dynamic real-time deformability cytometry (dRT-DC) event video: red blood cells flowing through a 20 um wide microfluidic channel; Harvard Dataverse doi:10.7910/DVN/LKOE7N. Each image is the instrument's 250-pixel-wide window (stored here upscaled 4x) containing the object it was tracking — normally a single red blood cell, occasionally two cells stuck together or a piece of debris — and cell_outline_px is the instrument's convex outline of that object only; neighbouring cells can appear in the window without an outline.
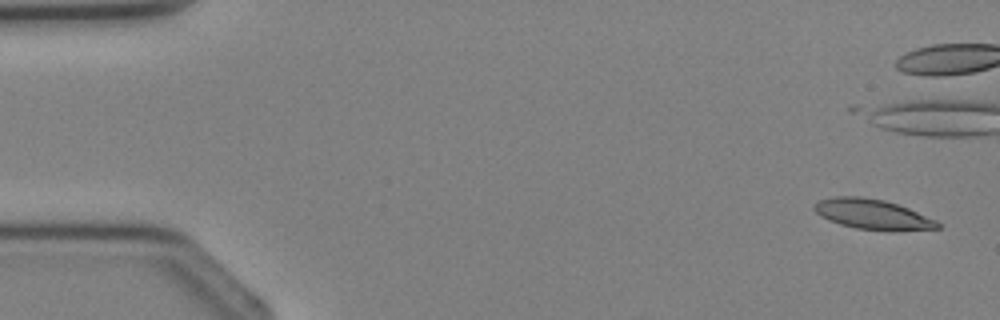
{"species": "Egyptian fruit bat (a non-hibernating species)", "species_latin": "Rousettus aegyptiacus", "temperature_condition": "cold", "stored_images_in_passage": 6, "camera_frame_rate_fps": 3000, "um_per_image_px": 0.085, "animal": {"sex": "female"}, "frame": {"image": 1, "passage_image": 1, "time_ms": 0.0, "image_size_px": [1000, 320], "cell_outline_px": [[940, 228], [892, 232], [856, 228], [840, 224], [828, 220], [820, 216], [812, 208], [820, 200], [836, 196], [860, 196], [884, 200], [908, 208], [936, 220], [940, 224]], "centroid_in_image_um": [74.18, 18.23], "position_along_channel_um": 10.8, "area_um2": 21.73}}